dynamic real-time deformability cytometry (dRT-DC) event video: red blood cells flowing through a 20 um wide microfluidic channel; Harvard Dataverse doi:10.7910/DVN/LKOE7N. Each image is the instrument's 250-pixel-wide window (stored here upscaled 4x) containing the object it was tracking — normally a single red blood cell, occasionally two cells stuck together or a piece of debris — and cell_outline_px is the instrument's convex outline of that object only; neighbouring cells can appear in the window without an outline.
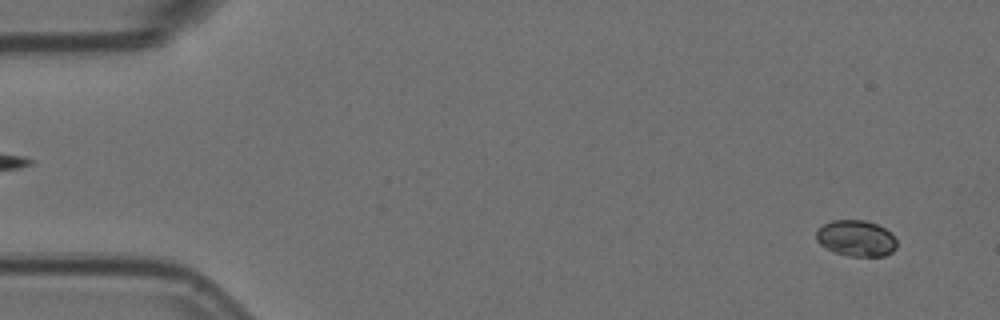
{"species": "Egyptian fruit bat (a non-hibernating species)", "species_latin": "Rousettus aegyptiacus", "temperature_condition": "room temperature", "stored_images_in_passage": 57, "camera_frame_rate_fps": 3000, "um_per_image_px": 0.085, "animal": {"sex": "female"}, "frame": {"image": 1, "passage_image": 3, "time_ms": 0.667, "image_size_px": [1000, 320], "cell_outline_px": [[896, 248], [892, 252], [884, 256], [848, 256], [836, 252], [820, 244], [816, 240], [816, 232], [824, 224], [832, 220], [864, 220], [876, 224], [892, 232], [896, 240]], "centroid_in_image_um": [72.8, 20.25], "position_along_channel_um": 12.2, "area_um2": 16.88}}
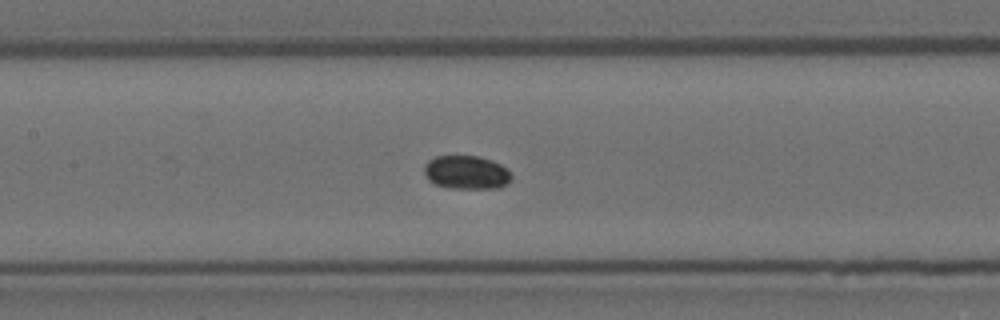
{"frame": {"image": 2, "passage_image": 26, "time_ms": 8.333, "image_size_px": [1000, 320], "cell_outline_px": [[512, 180], [508, 184], [496, 188], [448, 188], [436, 184], [428, 180], [424, 172], [424, 164], [428, 160], [436, 156], [480, 156], [492, 160], [508, 168], [512, 176]], "centroid_in_image_um": [39.66, 14.65], "position_along_channel_um": 167.7, "area_um2": 17.28}}
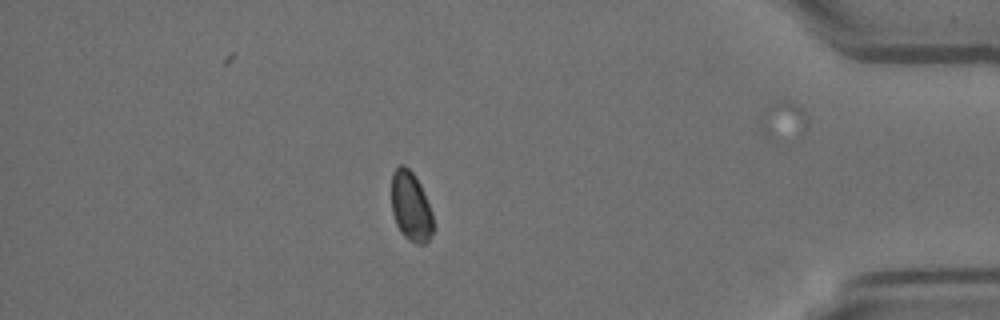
{"frame": {"image": 3, "passage_image": 49, "time_ms": 16.0, "image_size_px": [1000, 320], "cell_outline_px": [[432, 232], [428, 240], [424, 244], [416, 244], [408, 240], [400, 232], [396, 224], [392, 212], [392, 172], [400, 164], [404, 164], [412, 172], [420, 184], [432, 212]], "centroid_in_image_um": [34.9, 17.55], "position_along_channel_um": 400.3, "area_um2": 16.82}, "authors_computed_cell_mechanics": {"area_um2": 16.9932, "velocity_mm_per_s": 3.5714, "shape_relaxation_time_tau1_ms": null, "shape_relaxation_time_tau2_ms": 4.2299, "deformation_change_tau1": null, "deformation_change_tau2": 0.0455}}